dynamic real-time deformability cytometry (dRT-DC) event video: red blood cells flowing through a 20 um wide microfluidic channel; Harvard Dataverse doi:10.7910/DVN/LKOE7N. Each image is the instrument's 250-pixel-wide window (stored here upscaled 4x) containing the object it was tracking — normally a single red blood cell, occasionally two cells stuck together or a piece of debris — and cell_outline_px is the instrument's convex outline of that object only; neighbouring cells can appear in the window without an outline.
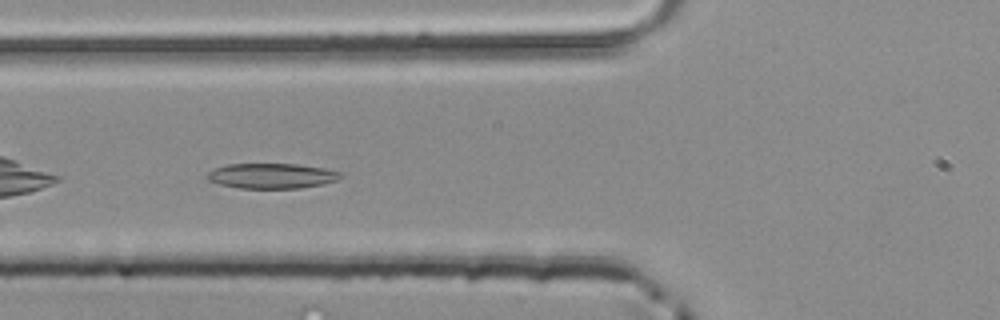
{"species": "common noctule bat (a hibernating species)", "species_latin": "Nyctalus noctula", "temperature_condition": "room temperature", "stored_images_in_passage": 12, "camera_frame_rate_fps": 3000, "um_per_image_px": 0.085, "animal": {"sex": "male", "body_mass_g": 20.4}, "frame": {"image": 1, "passage_image": 4, "time_ms": 1.0, "image_size_px": [1000, 320], "cell_outline_px": [[344, 176], [336, 180], [324, 184], [300, 188], [240, 188], [220, 184], [208, 180], [204, 176], [208, 172], [216, 168], [228, 164], [296, 164], [324, 168], [340, 172]], "centroid_in_image_um": [23.1, 14.95], "position_along_channel_um": 102.7, "area_um2": 19.54}}
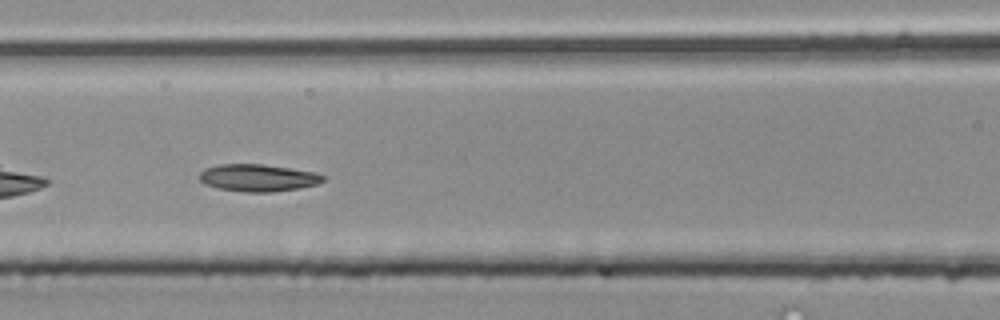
{"frame": {"image": 2, "passage_image": 7, "time_ms": 2.0, "image_size_px": [1000, 320], "cell_outline_px": [[328, 176], [324, 180], [316, 184], [300, 188], [272, 192], [244, 192], [216, 188], [200, 180], [200, 172], [204, 168], [220, 164], [264, 164], [292, 168], [316, 172]], "centroid_in_image_um": [21.97, 15.11], "position_along_channel_um": 144.6, "area_um2": 19.77}}
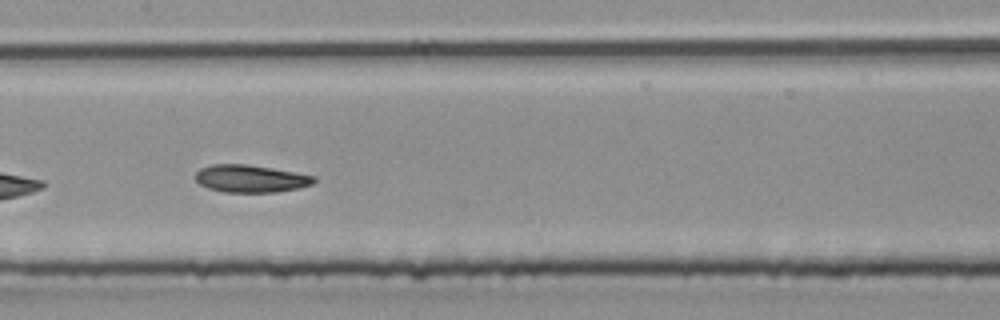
{"frame": {"image": 3, "passage_image": 10, "time_ms": 3.0, "image_size_px": [1000, 320], "cell_outline_px": [[316, 180], [312, 184], [300, 188], [276, 192], [224, 192], [208, 188], [200, 184], [196, 180], [196, 172], [200, 168], [212, 164], [248, 164], [272, 168], [316, 176]], "centroid_in_image_um": [21.31, 15.18], "position_along_channel_um": 186.1, "area_um2": 19.02}}